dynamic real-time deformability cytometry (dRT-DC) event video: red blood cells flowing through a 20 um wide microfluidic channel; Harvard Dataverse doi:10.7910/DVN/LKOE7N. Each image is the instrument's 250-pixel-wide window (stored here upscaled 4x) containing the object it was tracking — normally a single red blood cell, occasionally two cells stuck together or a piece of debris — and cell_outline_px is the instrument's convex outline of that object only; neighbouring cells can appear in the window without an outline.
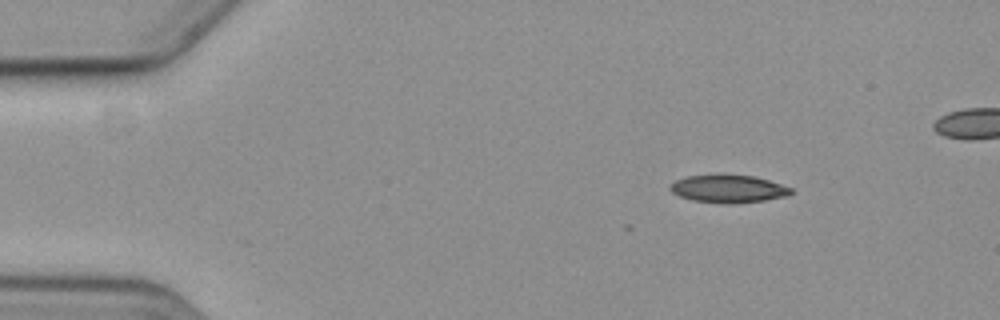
{"species": "common noctule bat (a hibernating species)", "species_latin": "Nyctalus noctula", "temperature_condition": "cold", "stored_images_in_passage": 9, "camera_frame_rate_fps": 3000, "um_per_image_px": 0.085, "animal": {"sex": "female", "body_mass_g": 19.3, "forearm_length_mm": 54.1}, "frame": {"image": 1, "passage_image": 1, "time_ms": 0.0, "image_size_px": [1000, 320], "cell_outline_px": [[792, 192], [788, 196], [764, 200], [692, 200], [680, 196], [672, 192], [668, 188], [676, 180], [688, 176], [720, 172], [752, 176], [768, 180], [792, 188]], "centroid_in_image_um": [61.88, 15.95], "position_along_channel_um": 23.1, "area_um2": 18.84}}
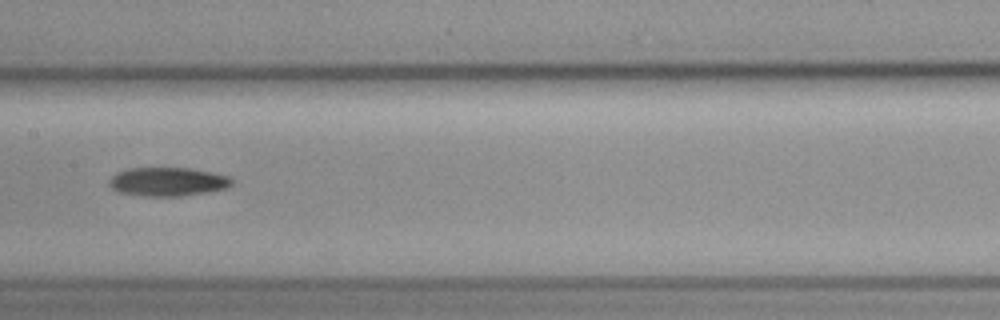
{"frame": {"image": 2, "passage_image": 7, "time_ms": 7.0, "image_size_px": [1000, 320], "cell_outline_px": [[232, 184], [224, 188], [204, 192], [180, 196], [144, 196], [120, 192], [112, 188], [108, 184], [108, 180], [116, 172], [128, 168], [188, 168], [212, 172], [228, 176], [232, 180]], "centroid_in_image_um": [14.2, 15.43], "position_along_channel_um": 193.2, "area_um2": 20.35}}